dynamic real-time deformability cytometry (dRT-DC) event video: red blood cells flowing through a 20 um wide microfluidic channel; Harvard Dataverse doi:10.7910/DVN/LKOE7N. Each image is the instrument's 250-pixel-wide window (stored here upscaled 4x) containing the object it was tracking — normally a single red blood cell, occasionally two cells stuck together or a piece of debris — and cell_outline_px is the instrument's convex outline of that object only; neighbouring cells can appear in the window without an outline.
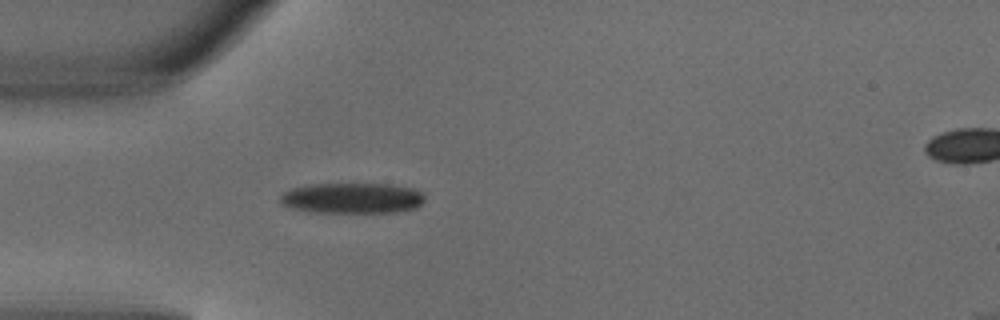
{"species": "common noctule bat (a hibernating species)", "species_latin": "Nyctalus noctula", "temperature_condition": "warm", "stored_images_in_passage": 2, "segment_of_instrument_passage": [1, 2], "camera_frame_rate_fps": 3000, "um_per_image_px": 0.085, "animal": {"sex": "male", "body_mass_g": 18.8}, "frame": {"image": 1, "passage_image": 1, "time_ms": 0.0, "image_size_px": [1000, 320], "cell_outline_px": [[424, 200], [416, 208], [396, 212], [308, 212], [292, 208], [280, 204], [280, 196], [284, 192], [292, 188], [308, 184], [392, 184], [412, 188], [420, 192], [424, 196]], "centroid_in_image_um": [29.91, 16.84], "position_along_channel_um": 55.1, "area_um2": 25.84}}